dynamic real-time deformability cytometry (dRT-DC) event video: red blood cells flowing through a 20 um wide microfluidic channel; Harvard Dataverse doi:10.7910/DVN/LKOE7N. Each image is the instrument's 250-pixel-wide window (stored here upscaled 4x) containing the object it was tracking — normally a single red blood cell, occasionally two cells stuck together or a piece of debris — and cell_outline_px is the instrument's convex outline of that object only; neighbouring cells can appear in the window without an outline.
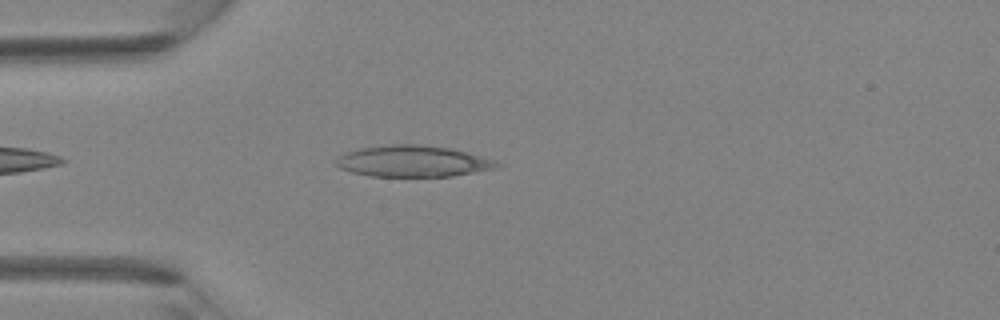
{"species": "Egyptian fruit bat (a non-hibernating species)", "species_latin": "Rousettus aegyptiacus", "temperature_condition": "room temperature", "stored_images_in_passage": 30, "camera_frame_rate_fps": 3000, "um_per_image_px": 0.085, "animal": {"sex": "female"}, "frame": {"image": 1, "passage_image": 2, "time_ms": 0.333, "image_size_px": [1000, 320], "cell_outline_px": [[504, 164], [496, 168], [452, 176], [368, 176], [352, 172], [340, 168], [336, 164], [336, 160], [340, 156], [348, 152], [360, 148], [388, 144], [420, 144], [452, 148], [496, 160]], "centroid_in_image_um": [35.14, 13.7], "position_along_channel_um": 49.9, "area_um2": 29.36}}
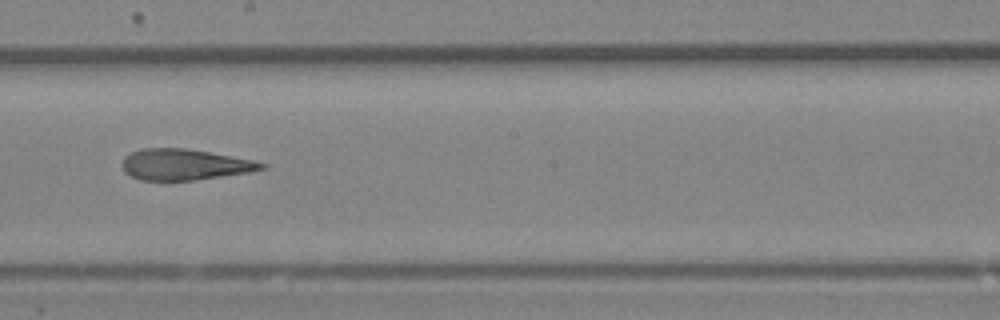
{"frame": {"image": 2, "passage_image": 14, "time_ms": 4.333, "image_size_px": [1000, 320], "cell_outline_px": [[268, 168], [252, 172], [192, 180], [140, 180], [124, 172], [120, 164], [124, 156], [132, 152], [144, 148], [184, 148], [256, 160], [268, 164]], "centroid_in_image_um": [15.71, 13.99], "position_along_channel_um": 232.5, "area_um2": 25.32}}
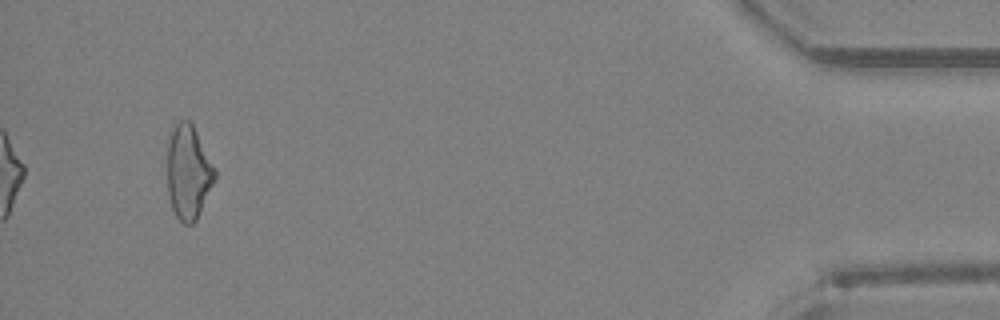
{"frame": {"image": 3, "passage_image": 30, "time_ms": 9.667, "image_size_px": [1000, 320], "cell_outline_px": [[216, 176], [200, 212], [196, 220], [192, 224], [184, 224], [176, 216], [172, 208], [168, 196], [168, 140], [172, 124], [180, 120], [188, 120], [192, 124], [216, 168]], "centroid_in_image_um": [16.0, 14.61], "position_along_channel_um": 419.2, "area_um2": 26.07}}